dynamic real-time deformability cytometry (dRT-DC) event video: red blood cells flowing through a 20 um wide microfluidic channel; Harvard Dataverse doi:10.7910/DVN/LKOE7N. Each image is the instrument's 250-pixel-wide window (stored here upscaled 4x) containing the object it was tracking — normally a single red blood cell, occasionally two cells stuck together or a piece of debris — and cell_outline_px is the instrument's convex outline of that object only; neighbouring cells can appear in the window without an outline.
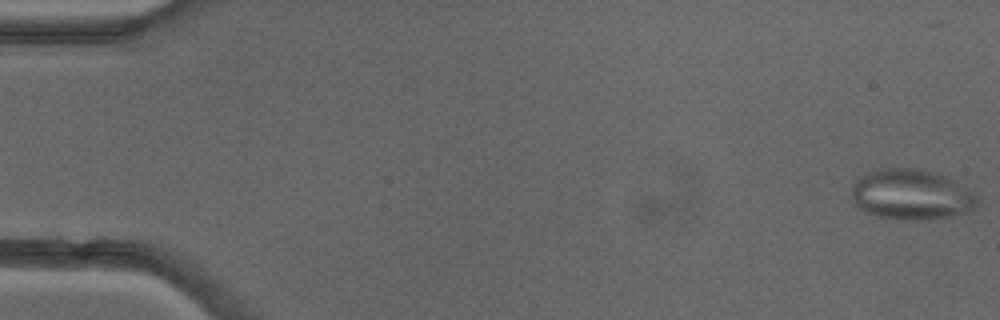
{"species": "common noctule bat (a hibernating species)", "species_latin": "Nyctalus noctula", "temperature_condition": "cold", "stored_images_in_passage": 51, "camera_frame_rate_fps": 3000, "um_per_image_px": 0.085, "animal": {"sex": "female"}, "frame": {"image": 1, "passage_image": 1, "time_ms": 0.0, "image_size_px": [1000, 320], "cell_outline_px": [[976, 204], [968, 212], [948, 216], [924, 220], [900, 220], [876, 216], [860, 208], [852, 200], [852, 184], [860, 176], [868, 172], [880, 168], [912, 168], [936, 172], [948, 176], [976, 192]], "centroid_in_image_um": [77.47, 16.52], "position_along_channel_um": 7.5, "area_um2": 37.17}, "authors_computed_cell_mechanics": {"area_um2": 27.9752, "velocity_mm_per_s": 4.0049, "shape_relaxation_time_tau1_ms": null, "shape_relaxation_time_tau2_ms": 1.8331, "deformation_change_tau1": null, "deformation_change_tau2": 0.0971}}